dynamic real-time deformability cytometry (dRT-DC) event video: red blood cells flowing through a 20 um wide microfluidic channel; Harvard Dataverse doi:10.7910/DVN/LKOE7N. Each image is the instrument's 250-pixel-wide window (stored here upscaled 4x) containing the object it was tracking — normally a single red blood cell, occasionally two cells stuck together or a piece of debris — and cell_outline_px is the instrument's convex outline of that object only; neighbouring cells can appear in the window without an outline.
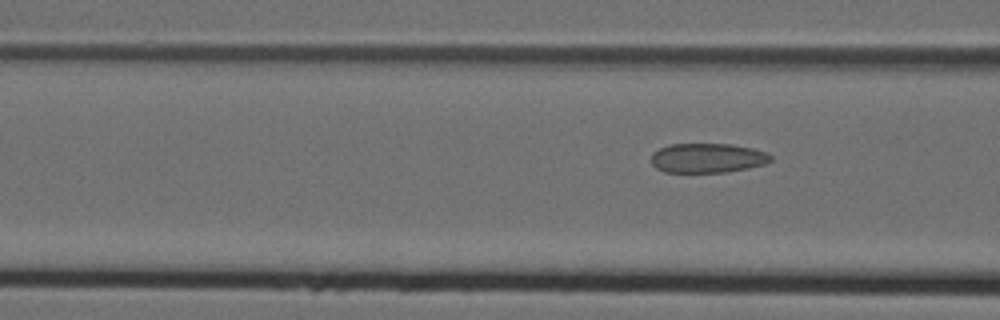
{"species": "Egyptian fruit bat (a non-hibernating species)", "species_latin": "Rousettus aegyptiacus", "temperature_condition": "cold", "stored_images_in_passage": 8, "camera_frame_rate_fps": 3000, "um_per_image_px": 0.085, "animal": {"sex": "female"}, "frame": {"image": 1, "passage_image": 8, "time_ms": 2.333, "image_size_px": [1000, 320], "cell_outline_px": [[772, 160], [764, 164], [748, 168], [728, 172], [664, 172], [656, 168], [652, 164], [652, 152], [668, 144], [732, 144], [752, 148], [764, 152], [772, 156]], "centroid_in_image_um": [60.12, 13.43], "position_along_channel_um": 106.5, "area_um2": 20.58}}